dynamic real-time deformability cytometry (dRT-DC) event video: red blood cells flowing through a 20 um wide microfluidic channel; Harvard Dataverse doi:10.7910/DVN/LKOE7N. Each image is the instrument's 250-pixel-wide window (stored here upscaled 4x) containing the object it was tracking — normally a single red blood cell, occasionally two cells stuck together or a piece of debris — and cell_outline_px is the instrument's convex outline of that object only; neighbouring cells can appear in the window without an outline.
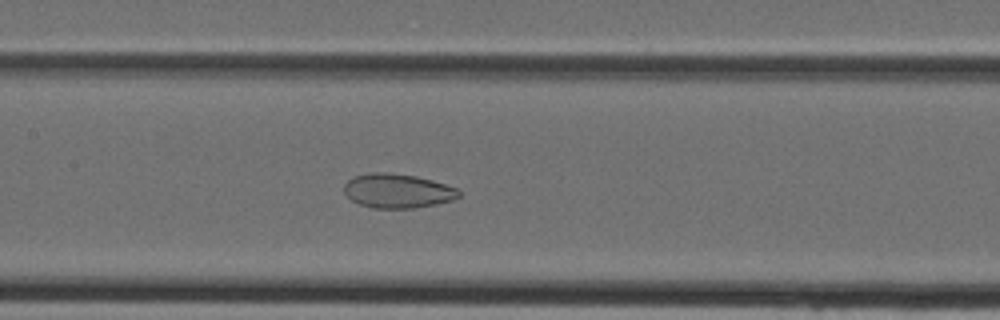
{"species": "Egyptian fruit bat (a non-hibernating species)", "species_latin": "Rousettus aegyptiacus", "temperature_condition": "cold", "stored_images_in_passage": 39, "camera_frame_rate_fps": 3000, "um_per_image_px": 0.085, "animal": {"sex": "female"}, "frame": {"image": 1, "passage_image": 19, "time_ms": 6.0, "image_size_px": [1000, 320], "cell_outline_px": [[460, 196], [452, 200], [436, 204], [412, 208], [372, 208], [360, 204], [352, 200], [344, 192], [344, 184], [352, 176], [368, 172], [388, 172], [416, 176], [432, 180], [456, 188], [460, 192]], "centroid_in_image_um": [33.76, 16.21], "position_along_channel_um": 173.6, "area_um2": 22.95}}
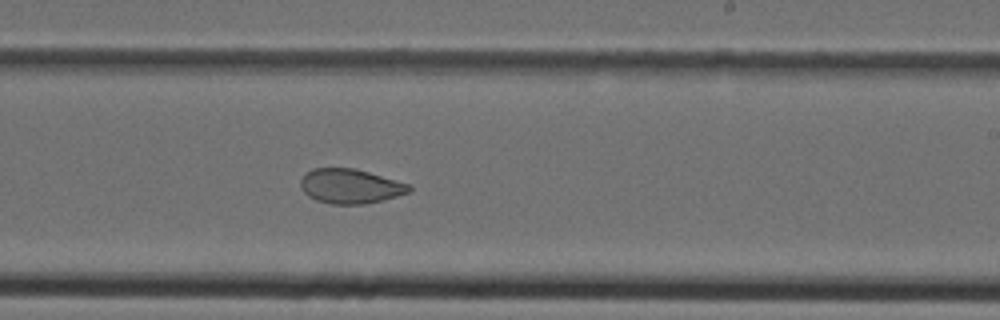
{"frame": {"image": 2, "passage_image": 24, "time_ms": 7.667, "image_size_px": [1000, 320], "cell_outline_px": [[412, 188], [408, 192], [384, 200], [364, 204], [332, 204], [316, 200], [308, 196], [304, 192], [300, 184], [300, 180], [312, 168], [352, 168], [368, 172], [412, 184]], "centroid_in_image_um": [29.79, 15.83], "position_along_channel_um": 259.2, "area_um2": 21.79}}
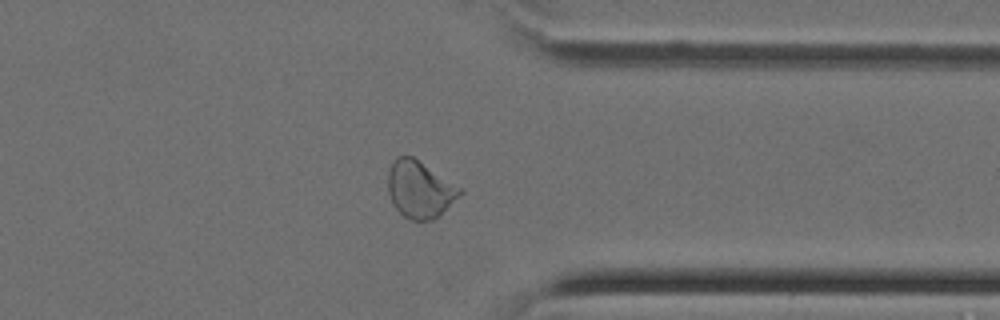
{"frame": {"image": 3, "passage_image": 31, "time_ms": 10.0, "image_size_px": [1000, 320], "cell_outline_px": [[464, 192], [460, 196], [432, 220], [412, 220], [404, 216], [392, 204], [388, 192], [388, 168], [396, 156], [412, 156], [460, 188]], "centroid_in_image_um": [35.63, 16.09], "position_along_channel_um": 375.8, "area_um2": 23.47}}